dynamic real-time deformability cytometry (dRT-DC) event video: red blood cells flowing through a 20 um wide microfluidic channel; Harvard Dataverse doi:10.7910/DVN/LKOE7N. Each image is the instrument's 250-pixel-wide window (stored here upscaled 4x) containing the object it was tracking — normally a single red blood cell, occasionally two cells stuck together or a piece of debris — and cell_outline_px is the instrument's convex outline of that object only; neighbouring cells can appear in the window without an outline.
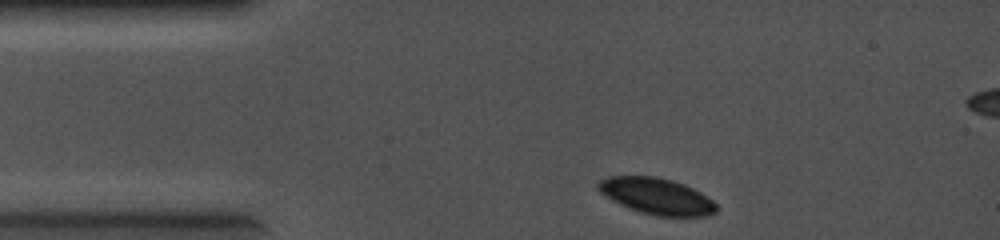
{"species": "common noctule bat (a hibernating species)", "species_latin": "Nyctalus noctula", "temperature_condition": "cold", "stored_images_in_passage": 6, "camera_frame_rate_fps": 5000, "um_per_image_px": 0.085, "animal": {"sex": "female", "body_mass_g": 19.0, "forearm_length_mm": 56.7}, "frame": {"image": 1, "passage_image": 1, "time_ms": 0.0, "image_size_px": [1000, 240], "cell_outline_px": [[720, 208], [716, 212], [708, 216], [656, 216], [640, 212], [620, 204], [612, 200], [600, 192], [596, 188], [596, 184], [600, 180], [608, 176], [652, 176], [672, 180], [684, 184], [700, 192], [712, 200]], "centroid_in_image_um": [55.82, 16.68], "position_along_channel_um": 29.2, "area_um2": 25.03}}
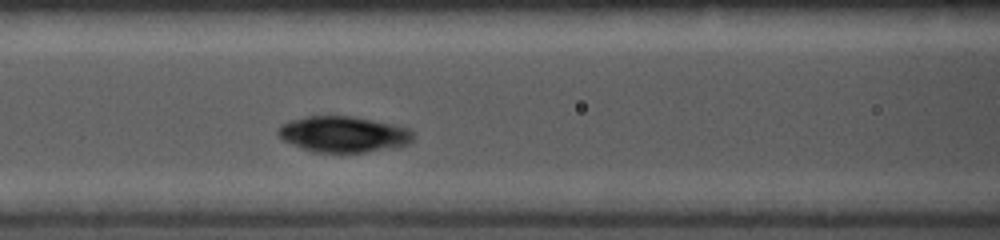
{"frame": {"image": 2, "passage_image": 5, "time_ms": 0.8, "image_size_px": [1000, 240], "cell_outline_px": [[416, 136], [408, 144], [400, 148], [364, 152], [312, 152], [292, 144], [284, 140], [276, 132], [276, 128], [280, 124], [288, 120], [308, 116], [352, 116], [392, 124], [408, 128], [416, 132]], "centroid_in_image_um": [29.22, 11.41], "position_along_channel_um": 137.4, "area_um2": 28.73}}
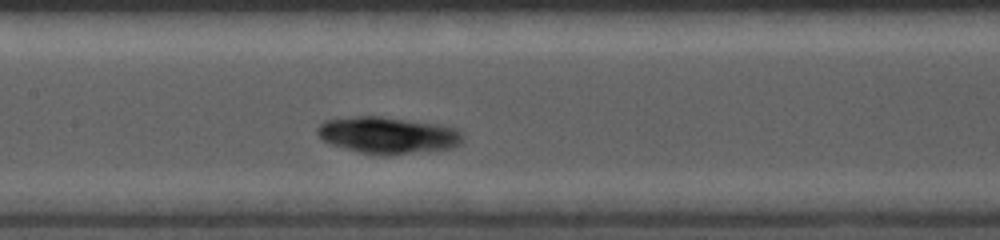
{"frame": {"image": 3, "passage_image": 6, "time_ms": 1.0, "image_size_px": [1000, 240], "cell_outline_px": [[464, 140], [460, 144], [452, 148], [388, 156], [384, 156], [360, 152], [332, 144], [324, 140], [316, 132], [316, 128], [324, 120], [356, 116], [380, 116], [436, 124], [456, 128], [464, 136]], "centroid_in_image_um": [32.98, 11.5], "position_along_channel_um": 174.4, "area_um2": 31.1}}